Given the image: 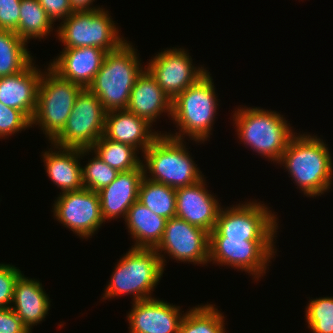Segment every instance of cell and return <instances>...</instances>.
<instances>
[{
  "mask_svg": "<svg viewBox=\"0 0 333 333\" xmlns=\"http://www.w3.org/2000/svg\"><path fill=\"white\" fill-rule=\"evenodd\" d=\"M165 269L167 253L176 261L193 264L209 262V232L178 217L167 220L162 240L155 248Z\"/></svg>",
  "mask_w": 333,
  "mask_h": 333,
  "instance_id": "obj_12",
  "label": "cell"
},
{
  "mask_svg": "<svg viewBox=\"0 0 333 333\" xmlns=\"http://www.w3.org/2000/svg\"><path fill=\"white\" fill-rule=\"evenodd\" d=\"M34 64L31 62L23 71L0 78V102L22 111L30 120L36 111L38 86L43 73Z\"/></svg>",
  "mask_w": 333,
  "mask_h": 333,
  "instance_id": "obj_19",
  "label": "cell"
},
{
  "mask_svg": "<svg viewBox=\"0 0 333 333\" xmlns=\"http://www.w3.org/2000/svg\"><path fill=\"white\" fill-rule=\"evenodd\" d=\"M277 111L260 107L238 108L233 121L240 142L250 146L260 156L271 162H279L291 138L295 135L293 127Z\"/></svg>",
  "mask_w": 333,
  "mask_h": 333,
  "instance_id": "obj_4",
  "label": "cell"
},
{
  "mask_svg": "<svg viewBox=\"0 0 333 333\" xmlns=\"http://www.w3.org/2000/svg\"><path fill=\"white\" fill-rule=\"evenodd\" d=\"M50 302L40 281L24 274L17 278L11 308L30 332L32 326L39 324L49 314Z\"/></svg>",
  "mask_w": 333,
  "mask_h": 333,
  "instance_id": "obj_23",
  "label": "cell"
},
{
  "mask_svg": "<svg viewBox=\"0 0 333 333\" xmlns=\"http://www.w3.org/2000/svg\"><path fill=\"white\" fill-rule=\"evenodd\" d=\"M109 15L102 6L92 11H74L56 30L63 49L97 47L107 52L119 49L127 40L120 37Z\"/></svg>",
  "mask_w": 333,
  "mask_h": 333,
  "instance_id": "obj_8",
  "label": "cell"
},
{
  "mask_svg": "<svg viewBox=\"0 0 333 333\" xmlns=\"http://www.w3.org/2000/svg\"><path fill=\"white\" fill-rule=\"evenodd\" d=\"M60 53L48 66L62 78L88 88L108 52L97 47H79Z\"/></svg>",
  "mask_w": 333,
  "mask_h": 333,
  "instance_id": "obj_17",
  "label": "cell"
},
{
  "mask_svg": "<svg viewBox=\"0 0 333 333\" xmlns=\"http://www.w3.org/2000/svg\"><path fill=\"white\" fill-rule=\"evenodd\" d=\"M143 177L144 168L141 164L137 169L120 172L111 184L98 191L104 221L119 218L120 215L126 218L128 209L138 200Z\"/></svg>",
  "mask_w": 333,
  "mask_h": 333,
  "instance_id": "obj_18",
  "label": "cell"
},
{
  "mask_svg": "<svg viewBox=\"0 0 333 333\" xmlns=\"http://www.w3.org/2000/svg\"><path fill=\"white\" fill-rule=\"evenodd\" d=\"M327 146L316 136L295 134L278 162L307 197L321 196L333 183V161Z\"/></svg>",
  "mask_w": 333,
  "mask_h": 333,
  "instance_id": "obj_1",
  "label": "cell"
},
{
  "mask_svg": "<svg viewBox=\"0 0 333 333\" xmlns=\"http://www.w3.org/2000/svg\"><path fill=\"white\" fill-rule=\"evenodd\" d=\"M93 1L95 2V0H70V4L74 11H92L100 8L92 6Z\"/></svg>",
  "mask_w": 333,
  "mask_h": 333,
  "instance_id": "obj_37",
  "label": "cell"
},
{
  "mask_svg": "<svg viewBox=\"0 0 333 333\" xmlns=\"http://www.w3.org/2000/svg\"><path fill=\"white\" fill-rule=\"evenodd\" d=\"M26 45L14 31L0 30V78L23 71L33 61Z\"/></svg>",
  "mask_w": 333,
  "mask_h": 333,
  "instance_id": "obj_25",
  "label": "cell"
},
{
  "mask_svg": "<svg viewBox=\"0 0 333 333\" xmlns=\"http://www.w3.org/2000/svg\"><path fill=\"white\" fill-rule=\"evenodd\" d=\"M184 142L168 136L167 133L160 134L143 153L144 176L175 189L202 180L204 175L194 163Z\"/></svg>",
  "mask_w": 333,
  "mask_h": 333,
  "instance_id": "obj_5",
  "label": "cell"
},
{
  "mask_svg": "<svg viewBox=\"0 0 333 333\" xmlns=\"http://www.w3.org/2000/svg\"><path fill=\"white\" fill-rule=\"evenodd\" d=\"M221 208L209 237L236 238L249 241H274L278 223L275 212L257 201Z\"/></svg>",
  "mask_w": 333,
  "mask_h": 333,
  "instance_id": "obj_9",
  "label": "cell"
},
{
  "mask_svg": "<svg viewBox=\"0 0 333 333\" xmlns=\"http://www.w3.org/2000/svg\"><path fill=\"white\" fill-rule=\"evenodd\" d=\"M138 201L158 216L170 219L176 217V189L163 183L143 177Z\"/></svg>",
  "mask_w": 333,
  "mask_h": 333,
  "instance_id": "obj_26",
  "label": "cell"
},
{
  "mask_svg": "<svg viewBox=\"0 0 333 333\" xmlns=\"http://www.w3.org/2000/svg\"><path fill=\"white\" fill-rule=\"evenodd\" d=\"M39 4L45 9L49 18L54 22L56 20H65L73 12L70 0H38Z\"/></svg>",
  "mask_w": 333,
  "mask_h": 333,
  "instance_id": "obj_36",
  "label": "cell"
},
{
  "mask_svg": "<svg viewBox=\"0 0 333 333\" xmlns=\"http://www.w3.org/2000/svg\"><path fill=\"white\" fill-rule=\"evenodd\" d=\"M113 270L102 299L126 294L134 295L133 302L153 298L151 292L164 272L156 250L146 248L129 249Z\"/></svg>",
  "mask_w": 333,
  "mask_h": 333,
  "instance_id": "obj_6",
  "label": "cell"
},
{
  "mask_svg": "<svg viewBox=\"0 0 333 333\" xmlns=\"http://www.w3.org/2000/svg\"><path fill=\"white\" fill-rule=\"evenodd\" d=\"M92 155L95 156L85 166L81 167L82 182L84 188L98 192L111 184L120 172L102 161L96 153Z\"/></svg>",
  "mask_w": 333,
  "mask_h": 333,
  "instance_id": "obj_31",
  "label": "cell"
},
{
  "mask_svg": "<svg viewBox=\"0 0 333 333\" xmlns=\"http://www.w3.org/2000/svg\"><path fill=\"white\" fill-rule=\"evenodd\" d=\"M53 21L49 18L45 9L38 0H21L20 18L17 31L21 39H43L53 30Z\"/></svg>",
  "mask_w": 333,
  "mask_h": 333,
  "instance_id": "obj_27",
  "label": "cell"
},
{
  "mask_svg": "<svg viewBox=\"0 0 333 333\" xmlns=\"http://www.w3.org/2000/svg\"><path fill=\"white\" fill-rule=\"evenodd\" d=\"M56 199L52 208L54 217L80 238H90L105 222L98 192L82 188L60 193Z\"/></svg>",
  "mask_w": 333,
  "mask_h": 333,
  "instance_id": "obj_13",
  "label": "cell"
},
{
  "mask_svg": "<svg viewBox=\"0 0 333 333\" xmlns=\"http://www.w3.org/2000/svg\"><path fill=\"white\" fill-rule=\"evenodd\" d=\"M209 74L210 72H207L172 101L171 118L174 124H177L179 133H168V136L182 140L188 136L197 143H203L210 137L218 99L215 84Z\"/></svg>",
  "mask_w": 333,
  "mask_h": 333,
  "instance_id": "obj_3",
  "label": "cell"
},
{
  "mask_svg": "<svg viewBox=\"0 0 333 333\" xmlns=\"http://www.w3.org/2000/svg\"><path fill=\"white\" fill-rule=\"evenodd\" d=\"M192 64V58L185 49L173 47L158 52L145 68L173 101L208 72L204 67H195Z\"/></svg>",
  "mask_w": 333,
  "mask_h": 333,
  "instance_id": "obj_14",
  "label": "cell"
},
{
  "mask_svg": "<svg viewBox=\"0 0 333 333\" xmlns=\"http://www.w3.org/2000/svg\"><path fill=\"white\" fill-rule=\"evenodd\" d=\"M305 312L313 333H333V297L311 299Z\"/></svg>",
  "mask_w": 333,
  "mask_h": 333,
  "instance_id": "obj_30",
  "label": "cell"
},
{
  "mask_svg": "<svg viewBox=\"0 0 333 333\" xmlns=\"http://www.w3.org/2000/svg\"><path fill=\"white\" fill-rule=\"evenodd\" d=\"M96 155L119 172L137 169L142 161L137 157L138 150L131 145L116 142L102 136L91 148Z\"/></svg>",
  "mask_w": 333,
  "mask_h": 333,
  "instance_id": "obj_28",
  "label": "cell"
},
{
  "mask_svg": "<svg viewBox=\"0 0 333 333\" xmlns=\"http://www.w3.org/2000/svg\"><path fill=\"white\" fill-rule=\"evenodd\" d=\"M126 110L144 118L151 125L163 112L167 113L169 118L172 114L171 99L145 67L135 81Z\"/></svg>",
  "mask_w": 333,
  "mask_h": 333,
  "instance_id": "obj_22",
  "label": "cell"
},
{
  "mask_svg": "<svg viewBox=\"0 0 333 333\" xmlns=\"http://www.w3.org/2000/svg\"><path fill=\"white\" fill-rule=\"evenodd\" d=\"M21 274L15 265L0 263V308L12 306L15 284Z\"/></svg>",
  "mask_w": 333,
  "mask_h": 333,
  "instance_id": "obj_33",
  "label": "cell"
},
{
  "mask_svg": "<svg viewBox=\"0 0 333 333\" xmlns=\"http://www.w3.org/2000/svg\"><path fill=\"white\" fill-rule=\"evenodd\" d=\"M127 315L129 333H179L184 316L180 306L155 297L132 303Z\"/></svg>",
  "mask_w": 333,
  "mask_h": 333,
  "instance_id": "obj_15",
  "label": "cell"
},
{
  "mask_svg": "<svg viewBox=\"0 0 333 333\" xmlns=\"http://www.w3.org/2000/svg\"><path fill=\"white\" fill-rule=\"evenodd\" d=\"M205 179L176 189V217L211 232L222 208L205 187Z\"/></svg>",
  "mask_w": 333,
  "mask_h": 333,
  "instance_id": "obj_16",
  "label": "cell"
},
{
  "mask_svg": "<svg viewBox=\"0 0 333 333\" xmlns=\"http://www.w3.org/2000/svg\"><path fill=\"white\" fill-rule=\"evenodd\" d=\"M167 220L135 201L124 220L132 239L136 240L132 248L155 249L162 240Z\"/></svg>",
  "mask_w": 333,
  "mask_h": 333,
  "instance_id": "obj_24",
  "label": "cell"
},
{
  "mask_svg": "<svg viewBox=\"0 0 333 333\" xmlns=\"http://www.w3.org/2000/svg\"><path fill=\"white\" fill-rule=\"evenodd\" d=\"M52 146L55 147L54 152L50 148L42 155L50 180L61 189L60 193L84 188L79 161L83 156L89 155L90 149L59 147L54 144Z\"/></svg>",
  "mask_w": 333,
  "mask_h": 333,
  "instance_id": "obj_21",
  "label": "cell"
},
{
  "mask_svg": "<svg viewBox=\"0 0 333 333\" xmlns=\"http://www.w3.org/2000/svg\"><path fill=\"white\" fill-rule=\"evenodd\" d=\"M30 127L31 120L22 111L0 102V139Z\"/></svg>",
  "mask_w": 333,
  "mask_h": 333,
  "instance_id": "obj_32",
  "label": "cell"
},
{
  "mask_svg": "<svg viewBox=\"0 0 333 333\" xmlns=\"http://www.w3.org/2000/svg\"><path fill=\"white\" fill-rule=\"evenodd\" d=\"M274 241H249L226 237H209V262L242 270L258 279L266 273L277 251Z\"/></svg>",
  "mask_w": 333,
  "mask_h": 333,
  "instance_id": "obj_11",
  "label": "cell"
},
{
  "mask_svg": "<svg viewBox=\"0 0 333 333\" xmlns=\"http://www.w3.org/2000/svg\"><path fill=\"white\" fill-rule=\"evenodd\" d=\"M151 124L128 110L106 112L103 136L133 146L144 153L161 134L152 132ZM139 148V149H138Z\"/></svg>",
  "mask_w": 333,
  "mask_h": 333,
  "instance_id": "obj_20",
  "label": "cell"
},
{
  "mask_svg": "<svg viewBox=\"0 0 333 333\" xmlns=\"http://www.w3.org/2000/svg\"><path fill=\"white\" fill-rule=\"evenodd\" d=\"M138 56L128 41L106 54L100 70L88 87L106 112L127 109L135 81L144 70Z\"/></svg>",
  "mask_w": 333,
  "mask_h": 333,
  "instance_id": "obj_2",
  "label": "cell"
},
{
  "mask_svg": "<svg viewBox=\"0 0 333 333\" xmlns=\"http://www.w3.org/2000/svg\"><path fill=\"white\" fill-rule=\"evenodd\" d=\"M224 318L212 304L198 305L185 312L179 333H225Z\"/></svg>",
  "mask_w": 333,
  "mask_h": 333,
  "instance_id": "obj_29",
  "label": "cell"
},
{
  "mask_svg": "<svg viewBox=\"0 0 333 333\" xmlns=\"http://www.w3.org/2000/svg\"><path fill=\"white\" fill-rule=\"evenodd\" d=\"M106 111L96 95L83 88L62 131L51 141L59 147L90 149L104 134Z\"/></svg>",
  "mask_w": 333,
  "mask_h": 333,
  "instance_id": "obj_10",
  "label": "cell"
},
{
  "mask_svg": "<svg viewBox=\"0 0 333 333\" xmlns=\"http://www.w3.org/2000/svg\"><path fill=\"white\" fill-rule=\"evenodd\" d=\"M46 71L39 81L37 107L31 125H39L51 142L65 127L83 87L62 78L49 66Z\"/></svg>",
  "mask_w": 333,
  "mask_h": 333,
  "instance_id": "obj_7",
  "label": "cell"
},
{
  "mask_svg": "<svg viewBox=\"0 0 333 333\" xmlns=\"http://www.w3.org/2000/svg\"><path fill=\"white\" fill-rule=\"evenodd\" d=\"M0 333H32L11 307L0 308Z\"/></svg>",
  "mask_w": 333,
  "mask_h": 333,
  "instance_id": "obj_35",
  "label": "cell"
},
{
  "mask_svg": "<svg viewBox=\"0 0 333 333\" xmlns=\"http://www.w3.org/2000/svg\"><path fill=\"white\" fill-rule=\"evenodd\" d=\"M21 0H0V30L17 31Z\"/></svg>",
  "mask_w": 333,
  "mask_h": 333,
  "instance_id": "obj_34",
  "label": "cell"
}]
</instances>
